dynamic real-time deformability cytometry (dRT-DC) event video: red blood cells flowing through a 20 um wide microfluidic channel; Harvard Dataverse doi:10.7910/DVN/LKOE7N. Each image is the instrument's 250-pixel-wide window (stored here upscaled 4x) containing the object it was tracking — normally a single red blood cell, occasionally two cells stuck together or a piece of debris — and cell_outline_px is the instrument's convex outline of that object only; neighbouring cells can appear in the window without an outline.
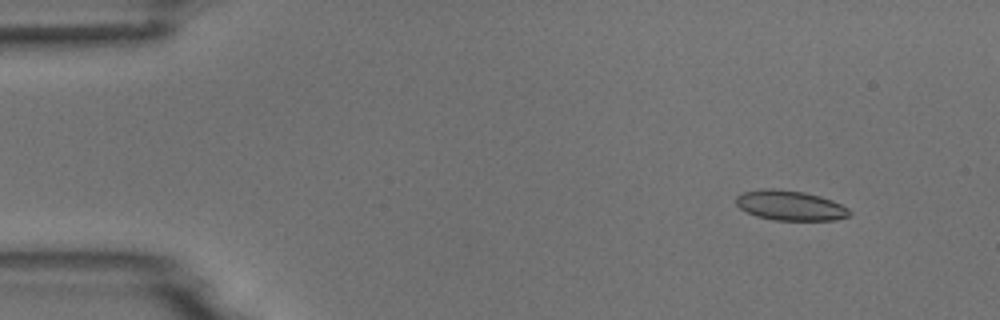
{"species": "common noctule bat (a hibernating species)", "species_latin": "Nyctalus noctula", "temperature_condition": "room temperature", "stored_images_in_passage": 3, "camera_frame_rate_fps": 3000, "um_per_image_px": 0.085, "animal": {"sex": "male", "body_mass_g": 18.8}, "frame": {"image": 1, "passage_image": 1, "time_ms": 0.0, "image_size_px": [1000, 320], "cell_outline_px": [[852, 212], [848, 216], [836, 220], [772, 220], [756, 216], [740, 208], [736, 204], [736, 196], [744, 192], [764, 188], [772, 188], [804, 192], [820, 196], [832, 200], [848, 208]], "centroid_in_image_um": [67.16, 17.46], "position_along_channel_um": 17.8, "area_um2": 19.77}}